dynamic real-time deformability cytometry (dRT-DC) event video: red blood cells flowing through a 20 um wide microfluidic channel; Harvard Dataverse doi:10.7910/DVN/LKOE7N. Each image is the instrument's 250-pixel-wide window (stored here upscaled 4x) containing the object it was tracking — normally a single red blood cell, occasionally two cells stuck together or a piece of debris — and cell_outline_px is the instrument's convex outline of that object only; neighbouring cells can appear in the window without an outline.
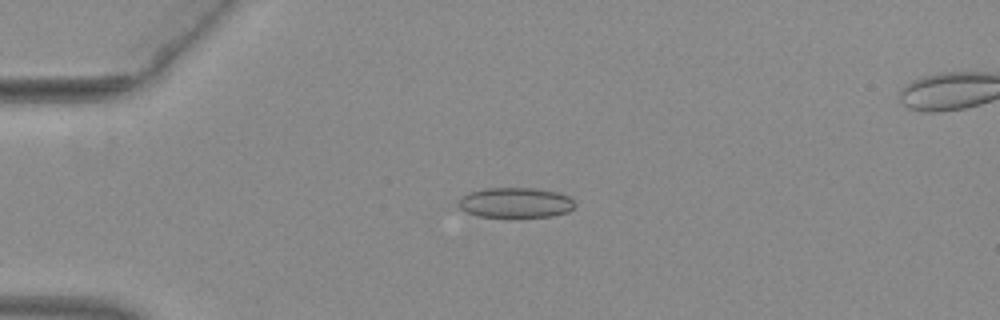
{"species": "common noctule bat (a hibernating species)", "species_latin": "Nyctalus noctula", "temperature_condition": "warm", "stored_images_in_passage": 18, "camera_frame_rate_fps": 3000, "um_per_image_px": 0.085, "animal": {"sex": "female", "body_mass_g": 29.2, "forearm_length_mm": 56.3}, "frame": {"image": 1, "passage_image": 1, "time_ms": 0.0, "image_size_px": [1000, 320], "cell_outline_px": [[576, 204], [568, 212], [552, 216], [476, 216], [460, 208], [460, 196], [468, 192], [484, 188], [532, 188], [560, 192], [568, 196]], "centroid_in_image_um": [43.82, 17.21], "position_along_channel_um": 41.2, "area_um2": 20.29}}
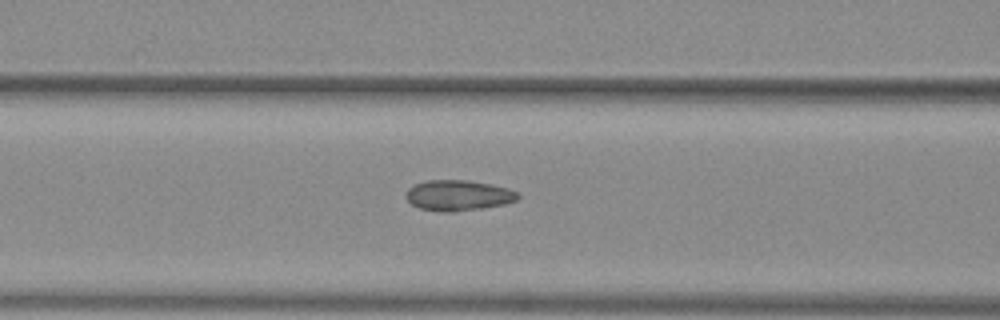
{"frame": {"image": 2, "passage_image": 10, "time_ms": 3.0, "image_size_px": [1000, 320], "cell_outline_px": [[520, 196], [516, 200], [504, 204], [484, 208], [452, 212], [440, 212], [420, 208], [412, 204], [404, 196], [408, 188], [412, 184], [428, 180], [468, 180], [508, 188], [516, 192]], "centroid_in_image_um": [38.91, 16.61], "position_along_channel_um": 127.7, "area_um2": 20.0}}
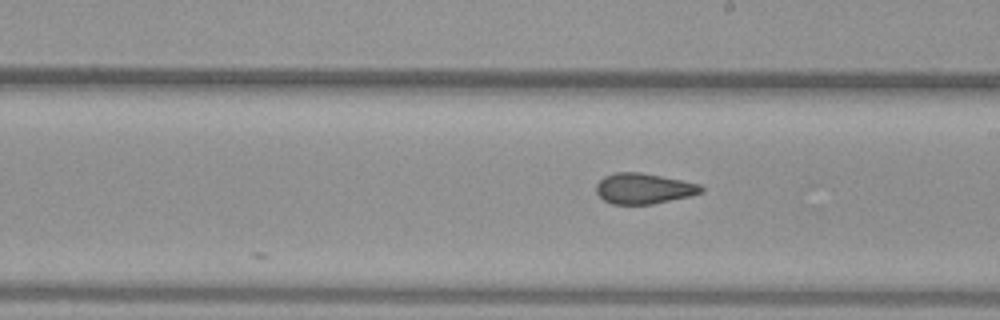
{"frame": {"image": 3, "passage_image": 18, "time_ms": 5.667, "image_size_px": [1000, 320], "cell_outline_px": [[704, 192], [688, 196], [652, 204], [612, 204], [604, 200], [596, 192], [596, 184], [604, 176], [616, 172], [640, 172], [700, 184], [704, 188]], "centroid_in_image_um": [54.7, 16.02], "position_along_channel_um": 234.3, "area_um2": 18.55}}